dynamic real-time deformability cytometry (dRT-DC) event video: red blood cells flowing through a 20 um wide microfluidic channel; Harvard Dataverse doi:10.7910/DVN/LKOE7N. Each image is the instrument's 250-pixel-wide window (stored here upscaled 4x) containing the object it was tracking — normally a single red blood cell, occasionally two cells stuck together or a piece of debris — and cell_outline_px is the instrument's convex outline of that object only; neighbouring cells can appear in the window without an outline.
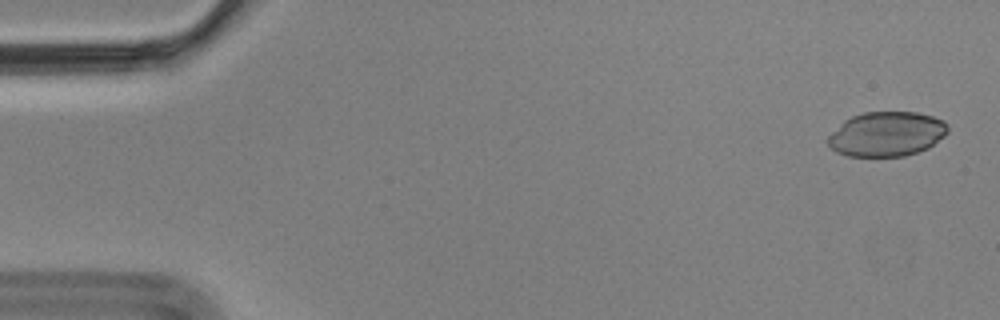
{"species": "Egyptian fruit bat (a non-hibernating species)", "species_latin": "Rousettus aegyptiacus", "temperature_condition": "cold", "stored_images_in_passage": 6, "segment_of_instrument_passage": [1, 2], "camera_frame_rate_fps": 3000, "um_per_image_px": 0.085, "animal": {"sex": "male"}, "frame": {"image": 1, "passage_image": 1, "time_ms": 0.0, "image_size_px": [1000, 320], "cell_outline_px": [[948, 132], [944, 136], [928, 148], [904, 156], [848, 156], [836, 152], [824, 140], [844, 120], [852, 116], [864, 112], [916, 112], [932, 116], [944, 120], [948, 124]], "centroid_in_image_um": [75.36, 11.39], "position_along_channel_um": 9.6, "area_um2": 31.27}}